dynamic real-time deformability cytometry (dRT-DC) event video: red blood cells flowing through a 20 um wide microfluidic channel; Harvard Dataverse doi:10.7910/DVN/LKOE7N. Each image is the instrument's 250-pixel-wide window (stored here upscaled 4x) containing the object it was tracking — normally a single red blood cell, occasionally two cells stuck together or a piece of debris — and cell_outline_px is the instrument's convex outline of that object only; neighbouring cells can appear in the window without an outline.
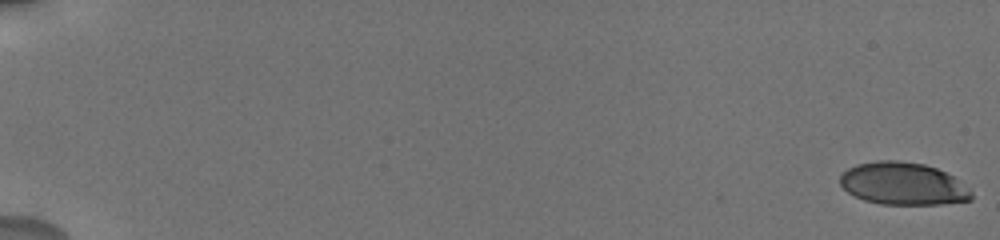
{"species": "human", "species_latin": "Homo sapiens", "temperature_condition": "cold", "stored_images_in_passage": 10, "camera_frame_rate_fps": 3000, "um_per_image_px": 0.085, "donor": {"sex": "male"}, "frame": {"image": 1, "passage_image": 1, "time_ms": 0.0, "image_size_px": [1000, 240], "cell_outline_px": [[972, 200], [940, 204], [880, 204], [864, 200], [848, 192], [840, 184], [840, 176], [848, 168], [856, 164], [876, 160], [896, 160], [924, 164], [936, 168], [952, 176], [972, 192]], "centroid_in_image_um": [76.73, 15.61], "position_along_channel_um": 8.3, "area_um2": 32.31}}
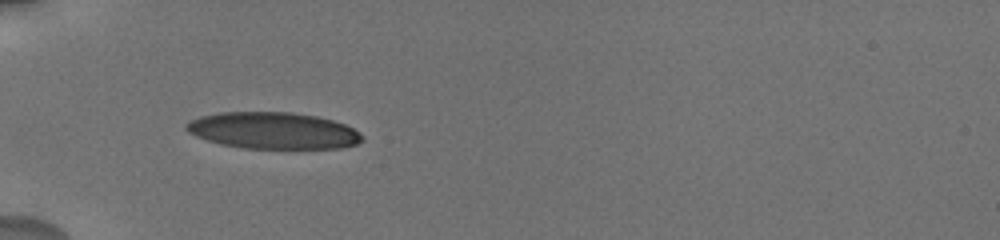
{"frame": {"image": 2, "passage_image": 9, "time_ms": 6.667, "image_size_px": [1000, 240], "cell_outline_px": [[364, 140], [356, 144], [340, 148], [244, 148], [220, 144], [196, 136], [188, 132], [184, 128], [184, 124], [188, 120], [200, 116], [220, 112], [292, 112], [316, 116], [332, 120], [344, 124], [352, 128], [364, 136]], "centroid_in_image_um": [23.18, 11.09], "position_along_channel_um": 61.8, "area_um2": 37.63}}